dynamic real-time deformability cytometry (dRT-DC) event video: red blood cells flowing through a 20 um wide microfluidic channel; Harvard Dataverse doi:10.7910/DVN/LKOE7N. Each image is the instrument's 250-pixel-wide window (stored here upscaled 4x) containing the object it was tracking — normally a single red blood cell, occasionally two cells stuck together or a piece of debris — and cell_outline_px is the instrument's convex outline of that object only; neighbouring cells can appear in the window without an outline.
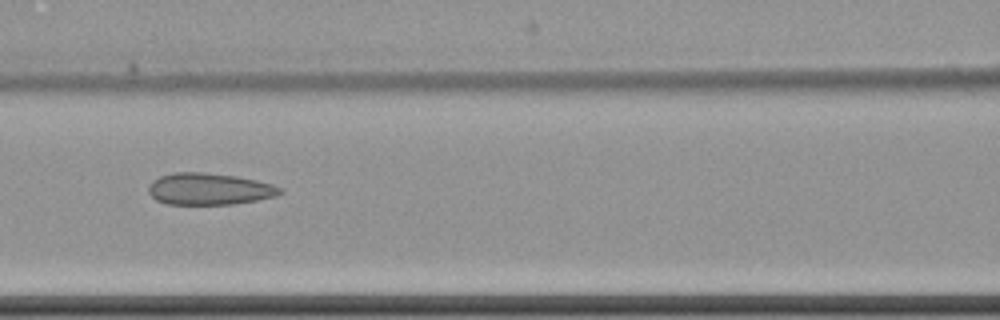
{"species": "common noctule bat (a hibernating species)", "species_latin": "Nyctalus noctula", "temperature_condition": "cold", "stored_images_in_passage": 4, "camera_frame_rate_fps": 3000, "um_per_image_px": 0.085, "animal": {"sex": "female", "body_mass_g": 22.7, "forearm_length_mm": 54.2}, "frame": {"image": 1, "passage_image": 4, "time_ms": 3.667, "image_size_px": [1000, 320], "cell_outline_px": [[284, 192], [276, 196], [256, 200], [232, 204], [168, 204], [156, 200], [148, 192], [148, 188], [152, 180], [160, 176], [176, 172], [200, 172], [236, 176], [256, 180], [272, 184], [284, 188]], "centroid_in_image_um": [17.8, 16.06], "position_along_channel_um": 148.8, "area_um2": 24.33}}